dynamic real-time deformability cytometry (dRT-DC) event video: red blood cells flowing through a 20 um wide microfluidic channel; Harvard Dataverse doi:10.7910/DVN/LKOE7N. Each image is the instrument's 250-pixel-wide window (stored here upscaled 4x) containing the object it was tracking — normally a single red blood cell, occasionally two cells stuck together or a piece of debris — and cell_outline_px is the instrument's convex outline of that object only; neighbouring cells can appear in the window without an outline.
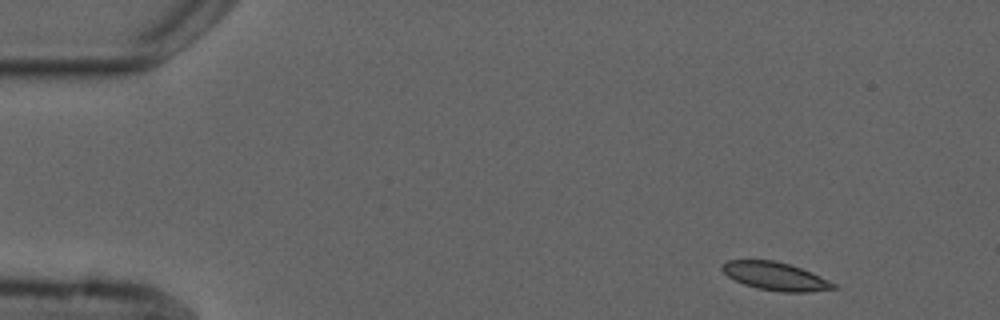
{"species": "common noctule bat (a hibernating species)", "species_latin": "Nyctalus noctula", "temperature_condition": "cold", "stored_images_in_passage": 3, "camera_frame_rate_fps": 3000, "um_per_image_px": 0.085, "animal": {"sex": "male", "forearm_length_mm": 52.5}, "frame": {"image": 1, "passage_image": 1, "time_ms": 0.0, "image_size_px": [1000, 320], "cell_outline_px": [[840, 288], [808, 292], [780, 292], [756, 288], [744, 284], [728, 276], [720, 268], [720, 264], [728, 260], [772, 260], [788, 264], [812, 272], [836, 284]], "centroid_in_image_um": [65.91, 23.49], "position_along_channel_um": 19.1, "area_um2": 18.26}}
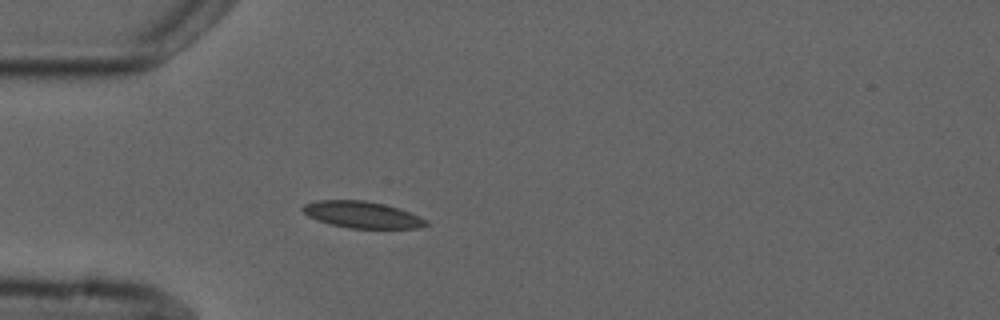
{"frame": {"image": 2, "passage_image": 3, "time_ms": 3.333, "image_size_px": [1000, 320], "cell_outline_px": [[432, 224], [420, 228], [348, 228], [332, 224], [308, 216], [300, 208], [304, 204], [316, 200], [364, 200], [384, 204], [400, 208], [428, 220]], "centroid_in_image_um": [30.83, 18.24], "position_along_channel_um": 54.2, "area_um2": 19.19}}